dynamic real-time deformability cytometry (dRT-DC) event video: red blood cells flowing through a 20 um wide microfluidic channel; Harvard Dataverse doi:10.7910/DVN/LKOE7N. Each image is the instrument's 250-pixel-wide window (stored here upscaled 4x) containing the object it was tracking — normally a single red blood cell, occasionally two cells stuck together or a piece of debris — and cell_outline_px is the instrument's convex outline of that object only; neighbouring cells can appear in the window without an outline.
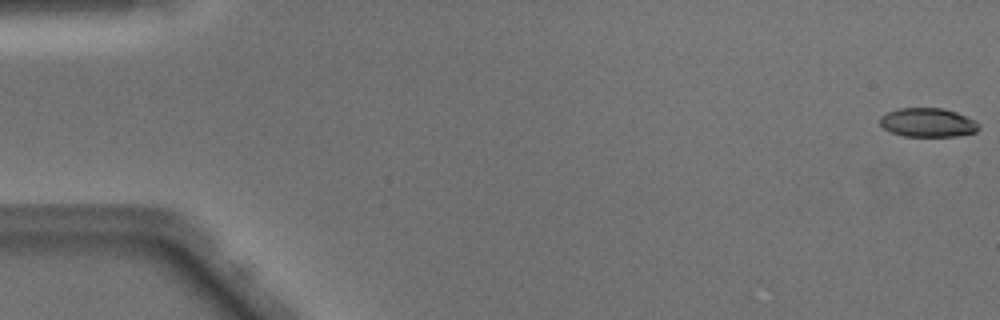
{"species": "Egyptian fruit bat (a non-hibernating species)", "species_latin": "Rousettus aegyptiacus", "temperature_condition": "warm", "stored_images_in_passage": 50, "camera_frame_rate_fps": 3000, "um_per_image_px": 0.085, "animal": {"sex": "male"}, "frame": {"image": 1, "passage_image": 1, "time_ms": 0.0, "image_size_px": [1000, 320], "cell_outline_px": [[980, 128], [976, 132], [956, 136], [904, 136], [892, 132], [884, 128], [880, 124], [880, 116], [896, 108], [944, 108], [956, 112], [976, 120], [980, 124]], "centroid_in_image_um": [78.89, 10.41], "position_along_channel_um": 6.1, "area_um2": 16.76}}
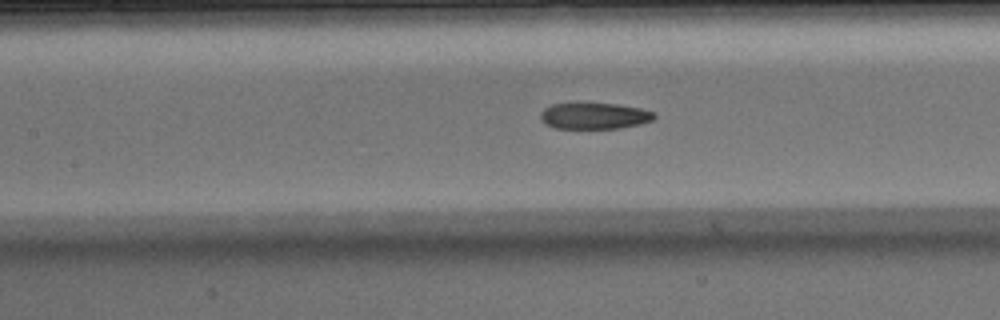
{"frame": {"image": 2, "passage_image": 23, "time_ms": 7.333, "image_size_px": [1000, 320], "cell_outline_px": [[656, 116], [652, 120], [640, 124], [620, 128], [556, 128], [544, 124], [540, 120], [540, 112], [544, 108], [552, 104], [576, 100], [580, 100], [616, 104], [640, 108], [656, 112]], "centroid_in_image_um": [50.46, 9.8], "position_along_channel_um": 156.9, "area_um2": 18.32}}
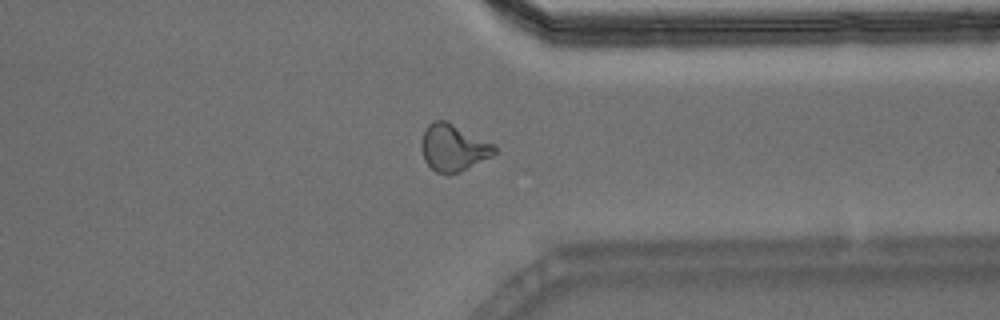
{"frame": {"image": 3, "passage_image": 39, "time_ms": 12.667, "image_size_px": [1000, 320], "cell_outline_px": [[496, 152], [492, 156], [460, 172], [448, 176], [436, 172], [424, 160], [420, 148], [420, 144], [424, 132], [428, 124], [432, 120], [444, 120], [496, 144]], "centroid_in_image_um": [38.52, 12.57], "position_along_channel_um": 372.9, "area_um2": 20.17}, "authors_computed_cell_mechanics": {"area_um2": 18.6694, "velocity_mm_per_s": 4.0951, "shape_relaxation_time_tau1_ms": null, "shape_relaxation_time_tau2_ms": 2.1151, "deformation_change_tau1": null, "deformation_change_tau2": 0.0919}}